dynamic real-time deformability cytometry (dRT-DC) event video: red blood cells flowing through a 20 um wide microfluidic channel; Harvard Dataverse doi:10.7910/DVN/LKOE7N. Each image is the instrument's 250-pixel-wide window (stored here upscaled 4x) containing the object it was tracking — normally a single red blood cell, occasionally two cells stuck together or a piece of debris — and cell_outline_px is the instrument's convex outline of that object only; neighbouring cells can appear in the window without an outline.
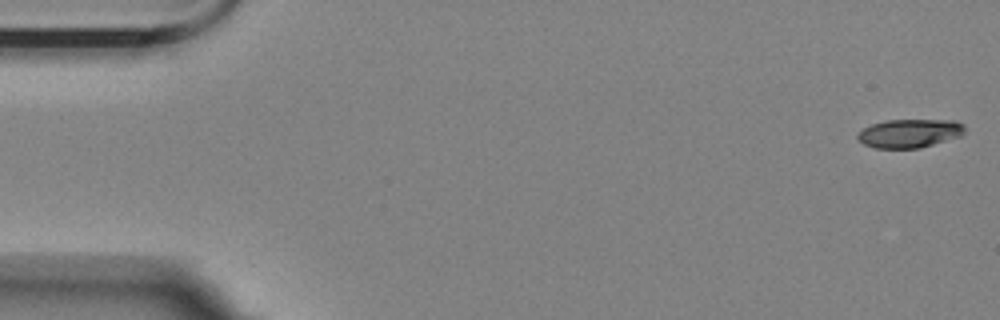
{"species": "Egyptian fruit bat (a non-hibernating species)", "species_latin": "Rousettus aegyptiacus", "temperature_condition": "room temperature", "stored_images_in_passage": 4, "camera_frame_rate_fps": 3000, "um_per_image_px": 0.085, "animal": {"sex": "female"}, "frame": {"image": 1, "passage_image": 1, "time_ms": 0.0, "image_size_px": [1000, 320], "cell_outline_px": [[964, 132], [960, 136], [920, 148], [876, 148], [864, 144], [856, 136], [864, 128], [872, 124], [888, 120], [956, 120], [964, 124]], "centroid_in_image_um": [77.34, 11.33], "position_along_channel_um": 7.7, "area_um2": 17.69}}